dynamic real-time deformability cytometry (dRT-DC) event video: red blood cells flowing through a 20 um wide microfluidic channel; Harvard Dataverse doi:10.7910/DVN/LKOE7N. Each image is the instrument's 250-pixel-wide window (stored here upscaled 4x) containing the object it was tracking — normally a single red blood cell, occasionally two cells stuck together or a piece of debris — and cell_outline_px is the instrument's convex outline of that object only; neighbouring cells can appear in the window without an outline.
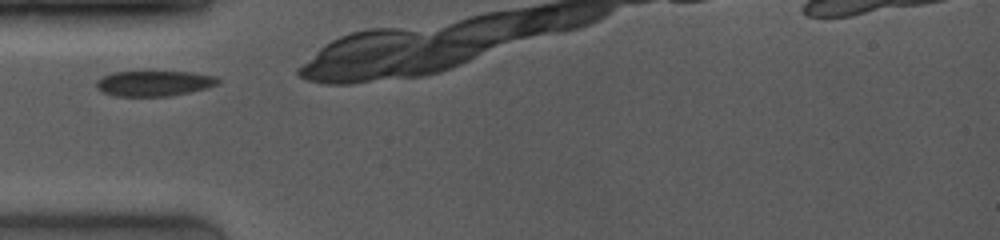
{"species": "common noctule bat (a hibernating species)", "species_latin": "Nyctalus noctula", "temperature_condition": "room temperature", "stored_images_in_passage": 3, "camera_frame_rate_fps": 4000, "um_per_image_px": 0.085, "animal": {"sex": "female", "body_mass_g": 19.0, "forearm_length_mm": 53.3}, "frame": {"image": 1, "passage_image": 1, "time_ms": 0.0, "image_size_px": [1000, 240], "cell_outline_px": [[220, 84], [208, 88], [168, 96], [116, 96], [104, 92], [96, 88], [96, 80], [100, 76], [112, 72], [188, 72], [216, 76], [220, 80]], "centroid_in_image_um": [13.09, 7.08], "position_along_channel_um": 71.9, "area_um2": 18.03}}